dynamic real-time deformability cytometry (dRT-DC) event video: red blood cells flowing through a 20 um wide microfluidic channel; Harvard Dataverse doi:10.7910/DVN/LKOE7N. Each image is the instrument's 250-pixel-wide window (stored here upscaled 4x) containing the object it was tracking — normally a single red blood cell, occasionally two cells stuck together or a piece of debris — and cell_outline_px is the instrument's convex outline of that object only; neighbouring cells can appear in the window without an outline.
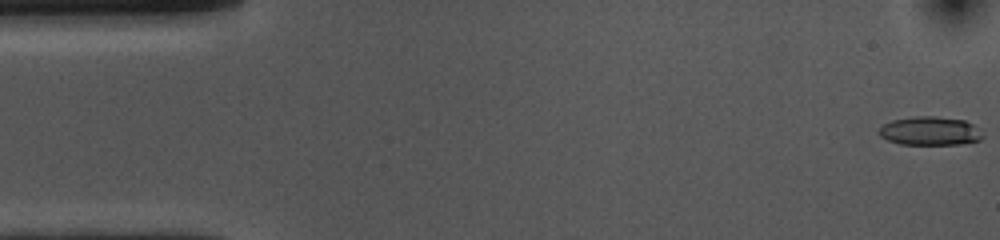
{"species": "common noctule bat (a hibernating species)", "species_latin": "Nyctalus noctula", "temperature_condition": "cold", "stored_images_in_passage": 54, "camera_frame_rate_fps": 3000, "um_per_image_px": 0.085, "animal": {"sex": "female", "body_mass_g": 10.0, "forearm_length_mm": 53.1}, "frame": {"image": 1, "passage_image": 1, "time_ms": 0.0, "image_size_px": [1000, 240], "cell_outline_px": [[984, 136], [980, 140], [960, 144], [900, 144], [888, 140], [880, 136], [880, 128], [884, 124], [892, 120], [912, 116], [936, 116], [964, 120], [972, 124]], "centroid_in_image_um": [79.04, 11.13], "position_along_channel_um": 6.0, "area_um2": 17.17}}
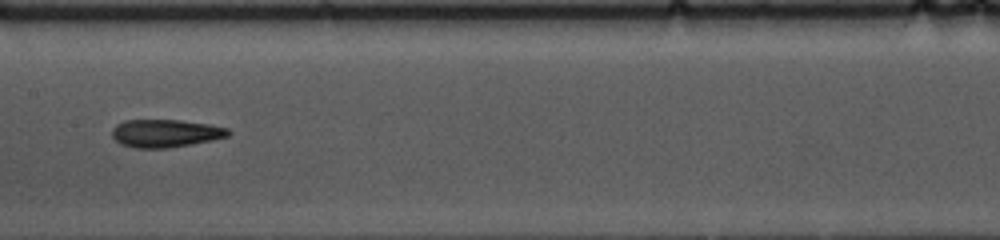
{"frame": {"image": 2, "passage_image": 26, "time_ms": 8.333, "image_size_px": [1000, 240], "cell_outline_px": [[232, 132], [228, 136], [212, 140], [168, 148], [136, 148], [120, 144], [112, 136], [112, 128], [116, 124], [124, 120], [180, 120], [208, 124], [228, 128]], "centroid_in_image_um": [14.05, 11.33], "position_along_channel_um": 193.4, "area_um2": 18.9}}
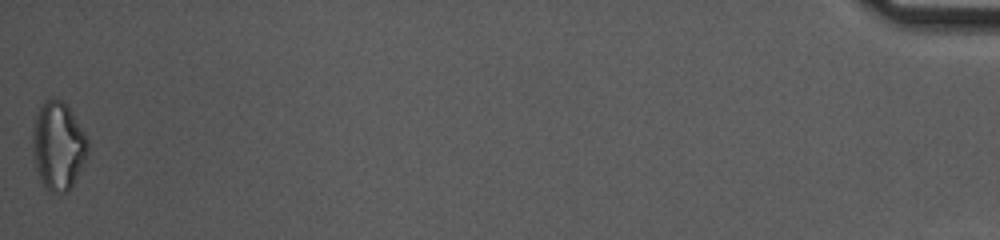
{"frame": {"image": 3, "passage_image": 54, "time_ms": 17.667, "image_size_px": [1000, 240], "cell_outline_px": [[88, 152], [84, 164], [68, 192], [52, 192], [44, 184], [36, 168], [32, 148], [32, 132], [36, 112], [44, 100], [52, 96], [68, 104], [84, 132], [88, 140]], "centroid_in_image_um": [4.95, 12.33], "position_along_channel_um": 430.3, "area_um2": 28.5}, "authors_computed_cell_mechanics": {"area_um2": 18.8139, "velocity_mm_per_s": 3.6571, "shape_relaxation_time_tau1_ms": 7.5132, "shape_relaxation_time_tau2_ms": 4.0625, "deformation_change_tau1": 0.1968, "deformation_change_tau2": 0.1325}}